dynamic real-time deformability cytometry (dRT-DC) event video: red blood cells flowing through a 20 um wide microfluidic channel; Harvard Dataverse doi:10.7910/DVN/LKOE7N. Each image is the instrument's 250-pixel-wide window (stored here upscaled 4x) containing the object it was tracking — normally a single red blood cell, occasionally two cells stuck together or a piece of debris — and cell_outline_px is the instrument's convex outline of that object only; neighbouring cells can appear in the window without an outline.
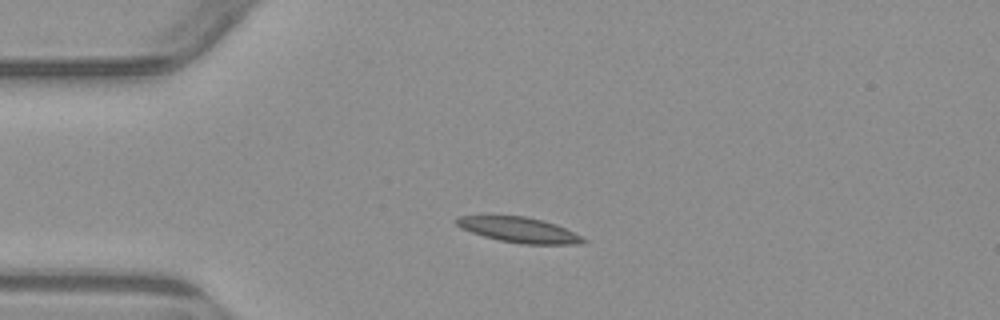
{"species": "common noctule bat (a hibernating species)", "species_latin": "Nyctalus noctula", "temperature_condition": "warm", "stored_images_in_passage": 4, "camera_frame_rate_fps": 3000, "um_per_image_px": 0.085, "animal": {"sex": "male", "body_mass_g": 23.1, "forearm_length_mm": 52.7}, "frame": {"image": 1, "passage_image": 3, "time_ms": 2.667, "image_size_px": [1000, 320], "cell_outline_px": [[588, 240], [580, 244], [524, 244], [500, 240], [484, 236], [460, 228], [456, 224], [456, 220], [460, 216], [524, 216], [544, 220], [556, 224]], "centroid_in_image_um": [44.13, 19.54], "position_along_channel_um": 40.9, "area_um2": 18.38}}